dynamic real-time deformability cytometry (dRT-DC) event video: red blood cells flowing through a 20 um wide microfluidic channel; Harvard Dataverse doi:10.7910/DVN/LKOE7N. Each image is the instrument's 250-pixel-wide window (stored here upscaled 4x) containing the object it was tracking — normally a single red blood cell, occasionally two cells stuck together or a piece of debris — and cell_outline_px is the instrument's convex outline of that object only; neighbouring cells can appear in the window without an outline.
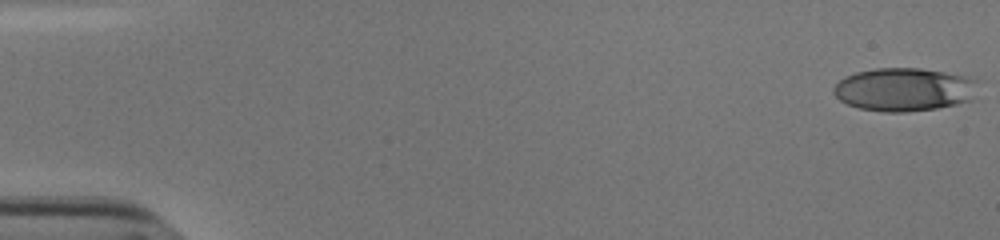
{"species": "human", "species_latin": "Homo sapiens", "temperature_condition": "cold", "stored_images_in_passage": 14, "camera_frame_rate_fps": 3000, "um_per_image_px": 0.085, "donor": {"sex": "male"}, "frame": {"image": 1, "passage_image": 1, "time_ms": 0.0, "image_size_px": [1000, 240], "cell_outline_px": [[976, 80], [972, 100], [956, 104], [936, 108], [904, 112], [888, 112], [860, 108], [848, 104], [840, 100], [832, 92], [832, 88], [844, 76], [856, 72], [876, 68], [920, 68], [944, 72], [964, 76]], "centroid_in_image_um": [76.8, 7.6], "position_along_channel_um": 8.2, "area_um2": 36.13}}